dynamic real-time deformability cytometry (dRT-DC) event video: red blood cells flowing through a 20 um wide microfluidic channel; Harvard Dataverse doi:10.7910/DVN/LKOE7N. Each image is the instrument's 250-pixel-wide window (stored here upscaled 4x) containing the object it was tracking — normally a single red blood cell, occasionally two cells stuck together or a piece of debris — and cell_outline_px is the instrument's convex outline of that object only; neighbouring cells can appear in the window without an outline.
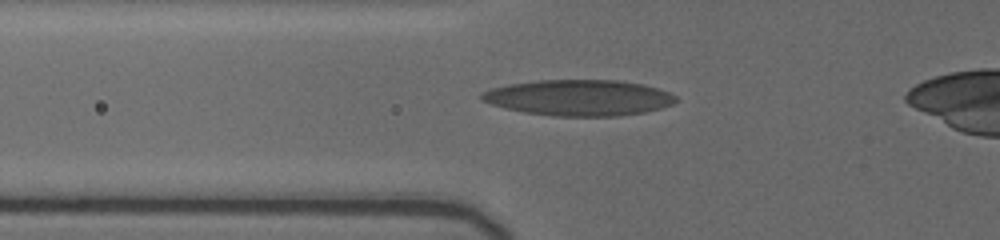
{"species": "human", "species_latin": "Homo sapiens", "temperature_condition": "cold", "stored_images_in_passage": 7, "camera_frame_rate_fps": 3000, "um_per_image_px": 0.085, "donor": {"sex": "female"}, "frame": {"image": 1, "passage_image": 5, "time_ms": 3.333, "image_size_px": [1000, 240], "cell_outline_px": [[676, 100], [672, 104], [660, 108], [644, 112], [616, 116], [552, 116], [524, 112], [504, 108], [480, 100], [480, 96], [484, 92], [492, 88], [508, 84], [540, 80], [616, 80], [640, 84], [656, 88], [668, 92], [676, 96]], "centroid_in_image_um": [49.18, 8.31], "position_along_channel_um": 76.6, "area_um2": 40.4}}
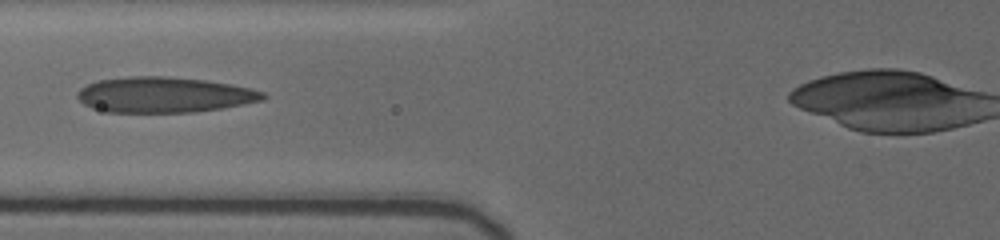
{"frame": {"image": 2, "passage_image": 6, "time_ms": 4.333, "image_size_px": [1000, 240], "cell_outline_px": [[268, 96], [264, 100], [244, 104], [196, 112], [108, 112], [92, 108], [84, 104], [76, 96], [76, 92], [80, 88], [88, 84], [100, 80], [128, 76], [168, 76], [204, 80], [232, 84], [252, 88], [264, 92]], "centroid_in_image_um": [13.97, 8.05], "position_along_channel_um": 111.8, "area_um2": 38.61}}